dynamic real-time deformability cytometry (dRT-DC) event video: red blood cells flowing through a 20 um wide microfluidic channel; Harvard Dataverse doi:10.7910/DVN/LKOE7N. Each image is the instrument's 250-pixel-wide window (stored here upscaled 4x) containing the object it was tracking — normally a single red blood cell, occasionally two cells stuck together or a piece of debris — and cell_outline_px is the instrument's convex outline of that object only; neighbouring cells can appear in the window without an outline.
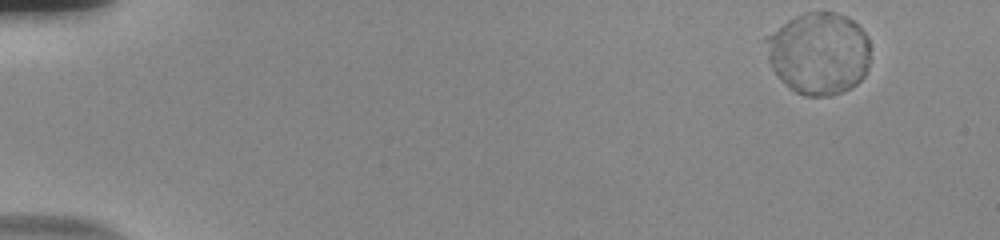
{"species": "human", "species_latin": "Homo sapiens", "temperature_condition": "room temperature", "stored_images_in_passage": 53, "camera_frame_rate_fps": 3000, "um_per_image_px": 0.085, "donor": {"sex": "male"}, "frame": {"image": 1, "passage_image": 1, "time_ms": 0.0, "image_size_px": [1000, 240], "cell_outline_px": [[868, 68], [864, 76], [856, 84], [840, 92], [828, 96], [804, 96], [796, 92], [784, 84], [776, 72], [768, 56], [764, 40], [768, 36], [788, 20], [804, 12], [832, 12], [848, 16], [868, 36]], "centroid_in_image_um": [69.61, 4.53], "position_along_channel_um": 15.4, "area_um2": 49.53}}
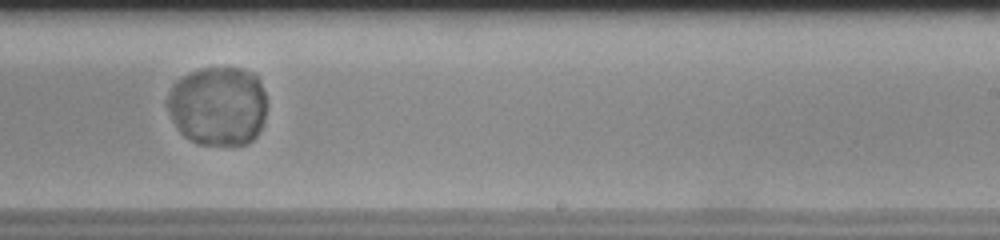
{"frame": {"image": 2, "passage_image": 34, "time_ms": 11.0, "image_size_px": [1000, 240], "cell_outline_px": [[264, 120], [256, 136], [248, 144], [196, 144], [184, 136], [180, 132], [172, 120], [164, 104], [164, 100], [168, 92], [184, 76], [200, 68], [240, 68], [252, 72], [256, 76], [264, 92]], "centroid_in_image_um": [18.48, 9.01], "position_along_channel_um": 270.5, "area_um2": 45.84}}
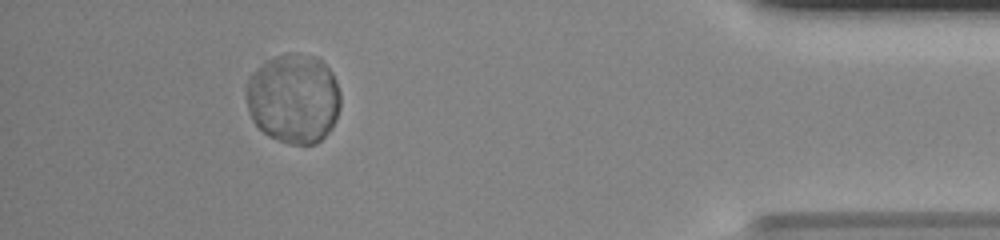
{"frame": {"image": 3, "passage_image": 49, "time_ms": 16.0, "image_size_px": [1000, 240], "cell_outline_px": [[340, 108], [336, 120], [332, 128], [316, 144], [288, 144], [268, 136], [252, 120], [248, 112], [244, 96], [244, 92], [248, 80], [252, 72], [256, 68], [268, 60], [276, 56], [296, 52], [316, 56], [332, 72], [336, 80], [340, 92]], "centroid_in_image_um": [24.94, 8.37], "position_along_channel_um": 410.3, "area_um2": 49.82}, "authors_computed_cell_mechanics": {"area_um2": 48.4364, "velocity_mm_per_s": 3.6236, "shape_relaxation_time_tau1_ms": 0.8836, "shape_relaxation_time_tau2_ms": null, "deformation_change_tau1": 0.0158, "deformation_change_tau2": null}}